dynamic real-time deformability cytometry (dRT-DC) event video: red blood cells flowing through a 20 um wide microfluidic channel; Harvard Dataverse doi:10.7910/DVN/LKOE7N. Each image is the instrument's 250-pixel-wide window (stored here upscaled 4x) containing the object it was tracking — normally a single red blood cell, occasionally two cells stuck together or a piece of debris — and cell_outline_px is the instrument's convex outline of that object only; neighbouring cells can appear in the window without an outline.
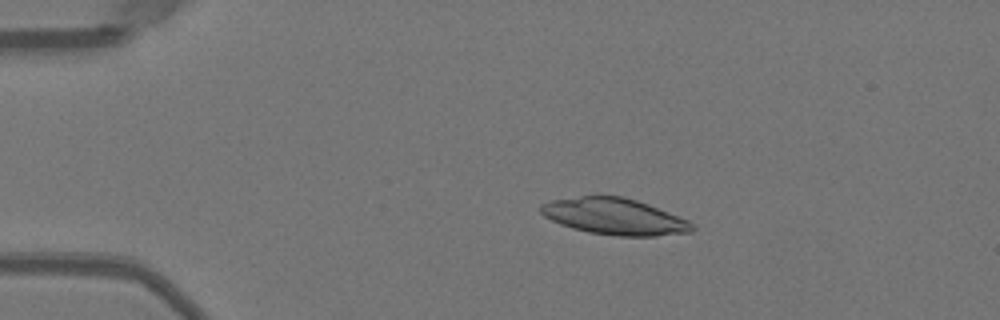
{"species": "Egyptian fruit bat (a non-hibernating species)", "species_latin": "Rousettus aegyptiacus", "temperature_condition": "warm", "stored_images_in_passage": 51, "camera_frame_rate_fps": 3000, "um_per_image_px": 0.085, "animal": {"sex": "female"}, "frame": {"image": 1, "passage_image": 10, "time_ms": 3.0, "image_size_px": [1000, 320], "cell_outline_px": [[696, 228], [692, 232], [656, 236], [616, 236], [588, 232], [572, 228], [560, 224], [544, 216], [540, 212], [540, 204], [552, 200], [596, 192], [624, 196], [648, 204], [688, 220]], "centroid_in_image_um": [52.19, 18.36], "position_along_channel_um": 32.8, "area_um2": 32.89}}
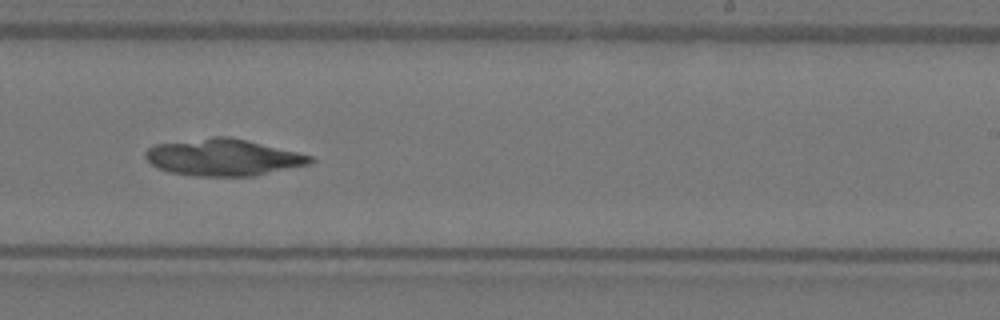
{"frame": {"image": 2, "passage_image": 32, "time_ms": 10.333, "image_size_px": [1000, 320], "cell_outline_px": [[316, 160], [312, 164], [252, 176], [196, 176], [168, 172], [156, 168], [144, 156], [144, 152], [148, 148], [156, 144], [212, 136], [228, 136], [296, 152], [312, 156]], "centroid_in_image_um": [18.95, 13.38], "position_along_channel_um": 270.1, "area_um2": 35.32}}
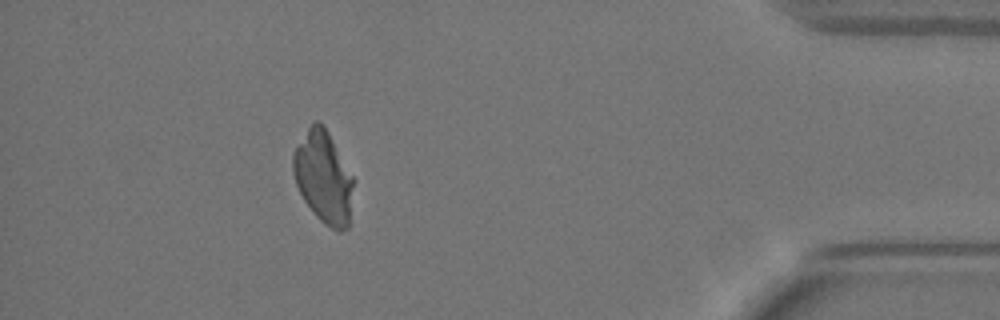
{"frame": {"image": 3, "passage_image": 46, "time_ms": 15.0, "image_size_px": [1000, 320], "cell_outline_px": [[356, 180], [348, 228], [340, 232], [324, 224], [316, 216], [304, 200], [296, 184], [292, 172], [292, 152], [308, 128], [316, 120], [320, 120], [328, 132]], "centroid_in_image_um": [27.52, 15.08], "position_along_channel_um": 407.7, "area_um2": 32.77}}